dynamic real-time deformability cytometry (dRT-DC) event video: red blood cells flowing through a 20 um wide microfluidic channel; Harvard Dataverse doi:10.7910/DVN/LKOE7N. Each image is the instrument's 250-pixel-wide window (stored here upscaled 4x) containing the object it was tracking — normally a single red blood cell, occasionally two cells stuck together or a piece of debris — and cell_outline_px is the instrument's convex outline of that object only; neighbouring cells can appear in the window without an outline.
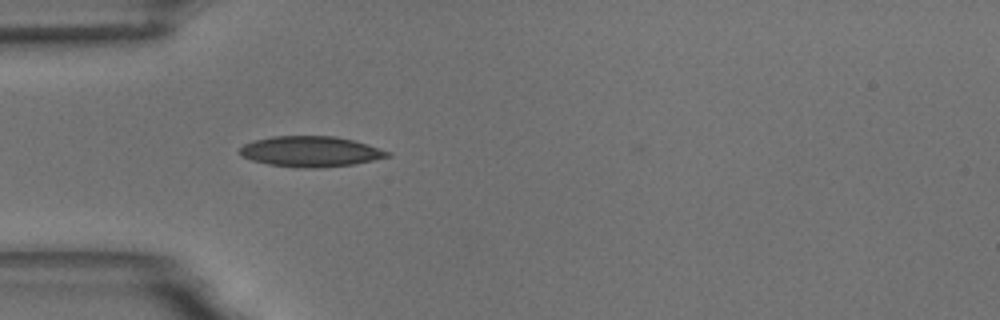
{"species": "common noctule bat (a hibernating species)", "species_latin": "Nyctalus noctula", "temperature_condition": "room temperature", "stored_images_in_passage": 40, "camera_frame_rate_fps": 3000, "um_per_image_px": 0.085, "animal": {"sex": "male", "body_mass_g": 18.8}, "frame": {"image": 1, "passage_image": 2, "time_ms": 0.333, "image_size_px": [1000, 320], "cell_outline_px": [[392, 156], [352, 164], [316, 168], [296, 168], [268, 164], [252, 160], [240, 156], [240, 148], [244, 144], [252, 140], [272, 136], [336, 136], [368, 144], [392, 152]], "centroid_in_image_um": [26.39, 12.87], "position_along_channel_um": 58.6, "area_um2": 26.41}}
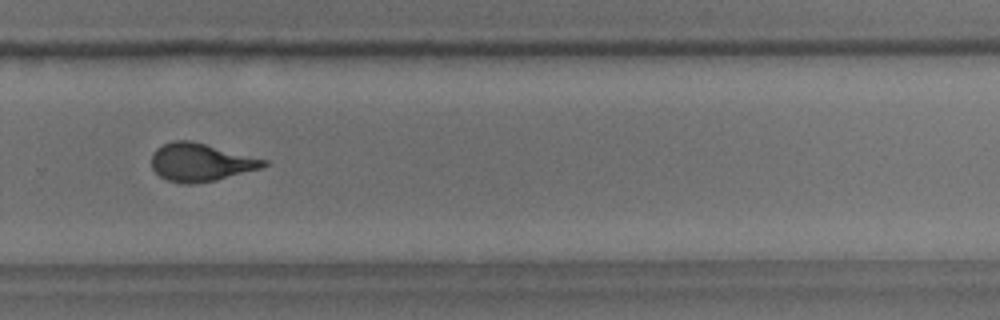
{"frame": {"image": 2, "passage_image": 23, "time_ms": 7.333, "image_size_px": [1000, 320], "cell_outline_px": [[268, 164], [260, 168], [216, 180], [192, 184], [184, 184], [168, 180], [160, 176], [152, 168], [152, 152], [156, 148], [172, 140], [188, 140], [268, 160]], "centroid_in_image_um": [17.02, 13.8], "position_along_channel_um": 312.8, "area_um2": 24.51}}
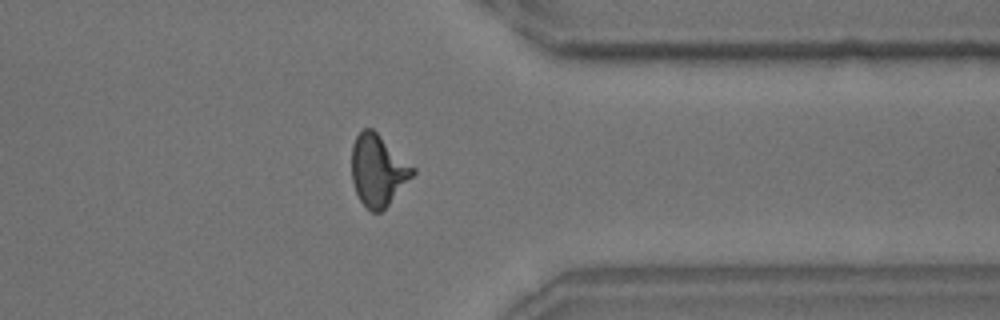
{"frame": {"image": 3, "passage_image": 29, "time_ms": 9.333, "image_size_px": [1000, 320], "cell_outline_px": [[416, 172], [388, 204], [380, 212], [372, 212], [360, 200], [356, 192], [352, 180], [352, 144], [356, 136], [364, 128], [372, 128], [416, 168]], "centroid_in_image_um": [32.13, 14.45], "position_along_channel_um": 379.3, "area_um2": 25.09}, "authors_computed_cell_mechanics": {"area_um2": 24.7673, "velocity_mm_per_s": 3.6763, "shape_relaxation_time_tau1_ms": 5.1732, "shape_relaxation_time_tau2_ms": 0.8649, "deformation_change_tau1": 0.1945, "deformation_change_tau2": 0.0851}}